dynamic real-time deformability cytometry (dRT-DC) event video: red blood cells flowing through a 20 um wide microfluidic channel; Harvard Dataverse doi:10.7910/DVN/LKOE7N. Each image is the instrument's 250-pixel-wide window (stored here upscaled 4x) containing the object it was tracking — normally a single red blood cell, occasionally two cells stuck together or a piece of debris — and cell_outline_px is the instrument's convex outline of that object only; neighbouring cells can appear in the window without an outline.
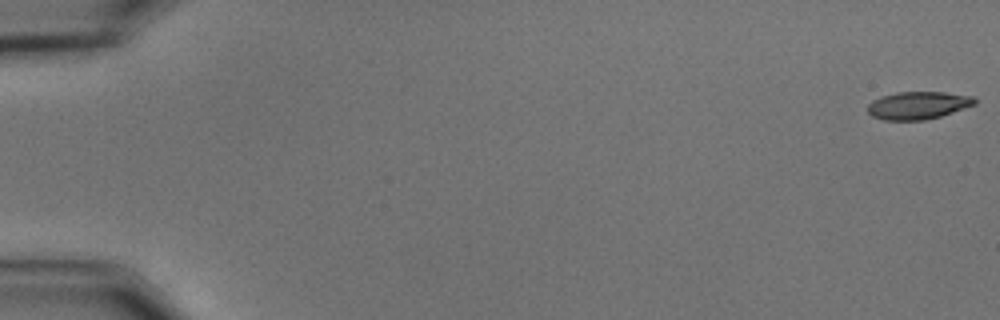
{"species": "common noctule bat (a hibernating species)", "species_latin": "Nyctalus noctula", "temperature_condition": "cold", "stored_images_in_passage": 40, "camera_frame_rate_fps": 3000, "um_per_image_px": 0.085, "animal": {"sex": "male", "body_mass_g": 15.6}, "frame": {"image": 1, "passage_image": 1, "time_ms": 0.0, "image_size_px": [1000, 320], "cell_outline_px": [[976, 104], [940, 116], [924, 120], [884, 120], [872, 116], [868, 112], [868, 104], [872, 100], [880, 96], [896, 92], [944, 92], [972, 96], [976, 100]], "centroid_in_image_um": [78.0, 8.95], "position_along_channel_um": 7.0, "area_um2": 17.22}}
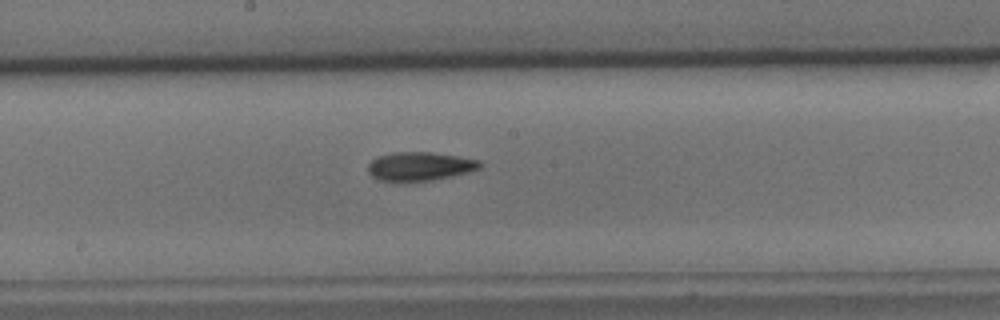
{"frame": {"image": 2, "passage_image": 32, "time_ms": 10.333, "image_size_px": [1000, 320], "cell_outline_px": [[484, 164], [480, 168], [468, 172], [452, 176], [432, 180], [400, 184], [380, 180], [372, 176], [368, 172], [368, 164], [376, 156], [396, 152], [432, 152], [460, 156], [480, 160]], "centroid_in_image_um": [35.67, 14.16], "position_along_channel_um": 212.5, "area_um2": 19.36}}
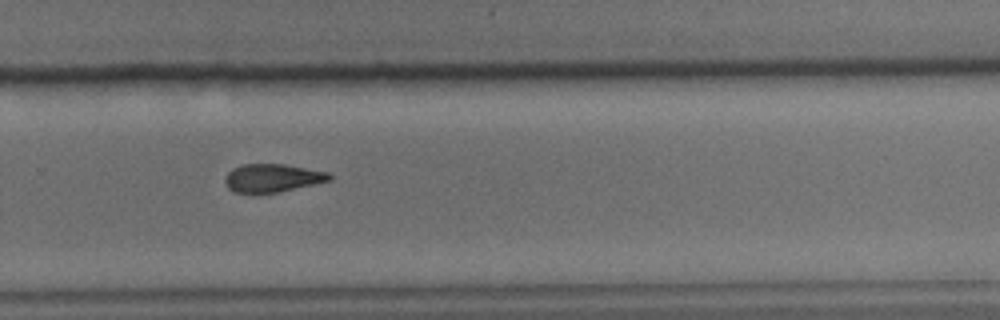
{"frame": {"image": 3, "passage_image": 40, "time_ms": 13.0, "image_size_px": [1000, 320], "cell_outline_px": [[332, 180], [280, 192], [232, 192], [224, 184], [224, 176], [232, 168], [244, 164], [284, 164], [328, 172], [332, 176]], "centroid_in_image_um": [23.13, 15.12], "position_along_channel_um": 306.7, "area_um2": 17.17}}